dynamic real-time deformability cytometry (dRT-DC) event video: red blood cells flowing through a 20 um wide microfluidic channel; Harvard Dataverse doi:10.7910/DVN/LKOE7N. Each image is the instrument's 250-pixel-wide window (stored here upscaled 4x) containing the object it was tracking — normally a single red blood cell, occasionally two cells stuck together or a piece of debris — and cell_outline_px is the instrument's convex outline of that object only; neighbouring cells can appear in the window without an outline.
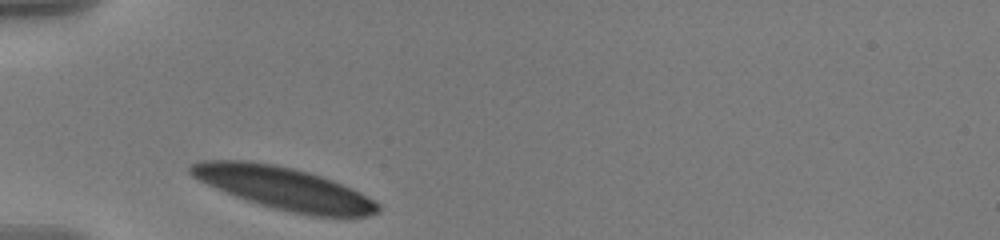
{"species": "human", "species_latin": "Homo sapiens", "temperature_condition": "warm", "stored_images_in_passage": 32, "camera_frame_rate_fps": 3000, "um_per_image_px": 0.085, "donor": {"sex": "male"}, "frame": {"image": 1, "passage_image": 1, "time_ms": 0.0, "image_size_px": [1000, 240], "cell_outline_px": [[380, 212], [368, 216], [316, 216], [292, 212], [260, 204], [236, 196], [208, 184], [192, 176], [188, 172], [188, 164], [204, 160], [244, 160], [272, 164], [292, 168], [308, 172], [332, 180], [352, 188], [376, 200], [380, 204]], "centroid_in_image_um": [24.16, 15.99], "position_along_channel_um": 60.8, "area_um2": 45.89}}
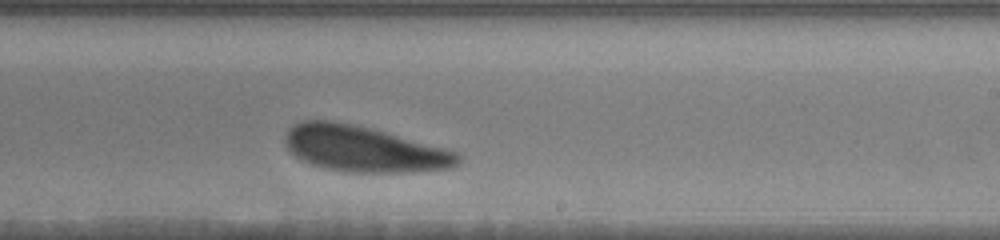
{"frame": {"image": 2, "passage_image": 19, "time_ms": 6.0, "image_size_px": [1000, 240], "cell_outline_px": [[464, 156], [452, 168], [420, 172], [352, 172], [324, 168], [300, 160], [288, 148], [284, 140], [284, 136], [288, 128], [292, 124], [300, 120], [332, 120], [372, 128], [444, 148], [456, 152]], "centroid_in_image_um": [30.91, 12.65], "position_along_channel_um": 258.1, "area_um2": 46.41}}
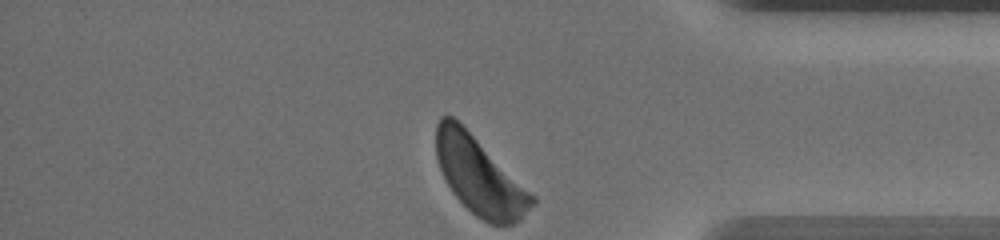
{"frame": {"image": 3, "passage_image": 32, "time_ms": 10.333, "image_size_px": [1000, 240], "cell_outline_px": [[536, 204], [520, 220], [512, 224], [492, 224], [476, 216], [452, 192], [440, 168], [436, 156], [436, 124], [440, 116], [452, 116], [536, 196]], "centroid_in_image_um": [40.78, 14.98], "position_along_channel_um": 394.4, "area_um2": 42.6}, "authors_computed_cell_mechanics": {"area_um2": 46.7891, "velocity_mm_per_s": 3.4604, "shape_relaxation_time_tau1_ms": 2.5624, "shape_relaxation_time_tau2_ms": 3.8979, "deformation_change_tau1": 0.0906, "deformation_change_tau2": 0.1142}}